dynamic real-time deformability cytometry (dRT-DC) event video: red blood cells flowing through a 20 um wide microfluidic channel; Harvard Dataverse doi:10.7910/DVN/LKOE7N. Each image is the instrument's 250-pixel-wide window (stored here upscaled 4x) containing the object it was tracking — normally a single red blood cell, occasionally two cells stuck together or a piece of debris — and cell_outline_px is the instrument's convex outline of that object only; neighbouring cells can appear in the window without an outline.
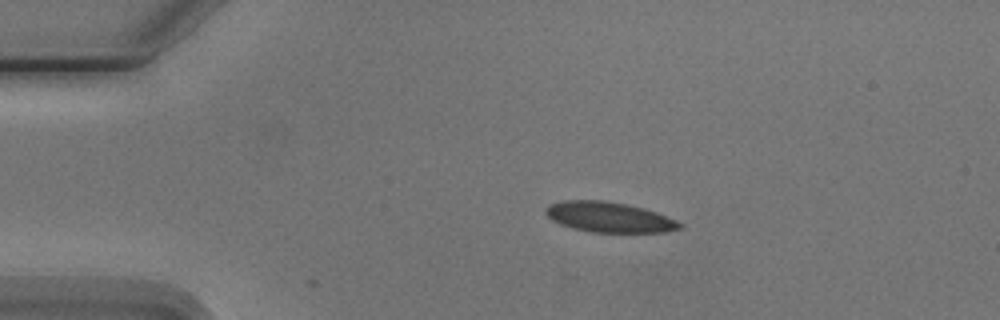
{"species": "Egyptian fruit bat (a non-hibernating species)", "species_latin": "Rousettus aegyptiacus", "temperature_condition": "cold", "stored_images_in_passage": 3, "camera_frame_rate_fps": 3000, "um_per_image_px": 0.085, "animal": {"sex": "male"}, "frame": {"image": 1, "passage_image": 1, "time_ms": 0.0, "image_size_px": [1000, 320], "cell_outline_px": [[684, 228], [664, 232], [588, 232], [572, 228], [560, 224], [552, 220], [544, 212], [544, 208], [548, 204], [564, 200], [604, 200], [644, 208], [656, 212], [676, 220], [684, 224]], "centroid_in_image_um": [51.76, 18.46], "position_along_channel_um": 33.2, "area_um2": 23.81}}
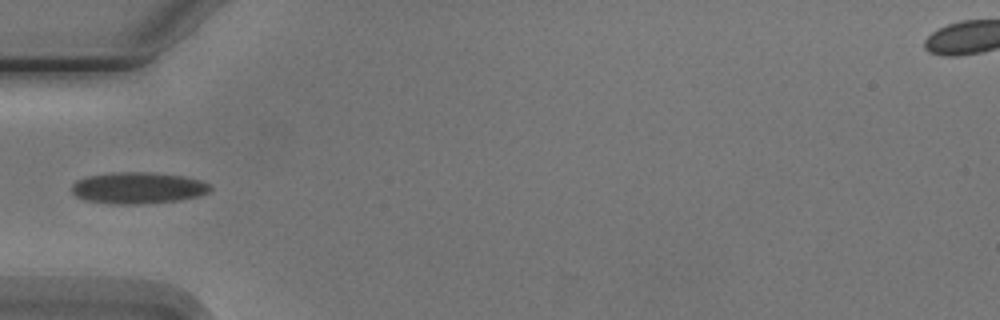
{"frame": {"image": 2, "passage_image": 3, "time_ms": 2.333, "image_size_px": [1000, 320], "cell_outline_px": [[212, 188], [208, 192], [200, 196], [180, 200], [144, 204], [112, 204], [84, 200], [76, 196], [72, 192], [72, 184], [76, 180], [88, 176], [112, 172], [152, 172], [184, 176], [200, 180], [208, 184]], "centroid_in_image_um": [11.72, 15.97], "position_along_channel_um": 73.3, "area_um2": 25.66}}